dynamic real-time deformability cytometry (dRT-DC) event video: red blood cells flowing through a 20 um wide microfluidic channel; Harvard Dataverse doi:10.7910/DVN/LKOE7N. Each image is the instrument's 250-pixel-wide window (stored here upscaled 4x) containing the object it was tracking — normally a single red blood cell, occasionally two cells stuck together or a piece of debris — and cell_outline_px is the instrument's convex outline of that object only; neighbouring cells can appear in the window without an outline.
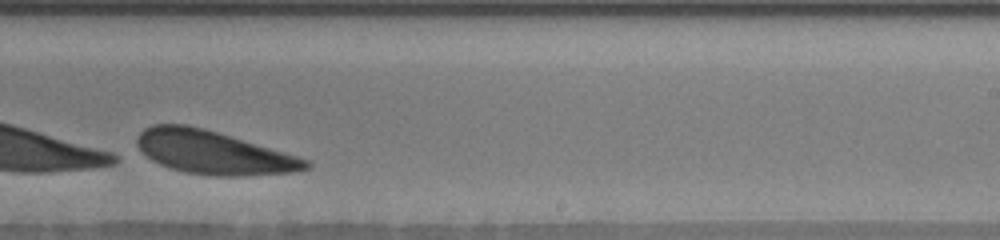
{"species": "human", "species_latin": "Homo sapiens", "temperature_condition": "warm", "stored_images_in_passage": 30, "camera_frame_rate_fps": 3000, "um_per_image_px": 0.085, "donor": {"sex": "male"}, "frame": {"image": 1, "passage_image": 20, "time_ms": 6.333, "image_size_px": [1000, 240], "cell_outline_px": [[312, 168], [300, 172], [244, 176], [208, 176], [184, 172], [160, 164], [152, 160], [136, 148], [136, 140], [140, 132], [144, 128], [152, 124], [184, 124], [204, 128], [296, 156], [308, 160], [312, 164]], "centroid_in_image_um": [18.12, 12.98], "position_along_channel_um": 270.9, "area_um2": 42.77}}